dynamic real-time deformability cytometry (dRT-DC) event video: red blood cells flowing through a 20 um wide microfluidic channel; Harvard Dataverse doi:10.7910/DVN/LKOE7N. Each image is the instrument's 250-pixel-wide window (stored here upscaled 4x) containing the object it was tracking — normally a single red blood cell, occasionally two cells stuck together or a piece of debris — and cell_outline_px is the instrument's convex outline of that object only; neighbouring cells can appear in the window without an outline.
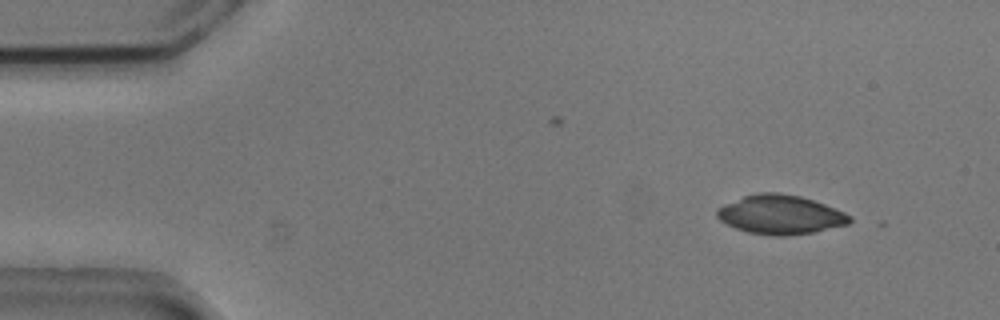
{"species": "common noctule bat (a hibernating species)", "species_latin": "Nyctalus noctula", "temperature_condition": "cold", "stored_images_in_passage": 43, "camera_frame_rate_fps": 3000, "um_per_image_px": 0.085, "animal": {"sex": "male", "body_mass_g": 20.5, "forearm_length_mm": 52.5}, "frame": {"image": 1, "passage_image": 5, "time_ms": 1.333, "image_size_px": [1000, 320], "cell_outline_px": [[852, 220], [848, 224], [812, 232], [784, 236], [776, 236], [748, 232], [736, 228], [720, 220], [716, 216], [716, 208], [724, 204], [744, 196], [756, 192], [780, 192], [800, 196], [824, 204], [844, 212], [852, 216]], "centroid_in_image_um": [66.31, 18.23], "position_along_channel_um": 18.7, "area_um2": 30.11}}
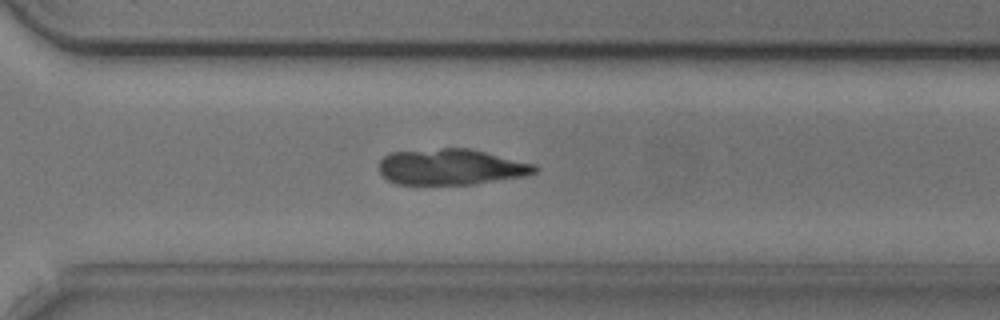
{"frame": {"image": 2, "passage_image": 37, "time_ms": 12.0, "image_size_px": [1000, 320], "cell_outline_px": [[540, 168], [536, 172], [524, 176], [476, 184], [396, 184], [388, 180], [380, 172], [380, 160], [384, 156], [392, 152], [444, 148], [472, 148], [536, 164]], "centroid_in_image_um": [38.39, 14.18], "position_along_channel_um": 332.2, "area_um2": 32.77}}